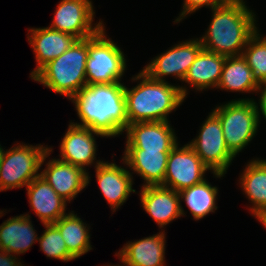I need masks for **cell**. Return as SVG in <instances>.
Returning a JSON list of instances; mask_svg holds the SVG:
<instances>
[{"label": "cell", "instance_id": "4dcf8cb0", "mask_svg": "<svg viewBox=\"0 0 266 266\" xmlns=\"http://www.w3.org/2000/svg\"><path fill=\"white\" fill-rule=\"evenodd\" d=\"M260 91V99H259V106L260 108H258L259 110V115H263V117L266 119V84L265 85H261L260 89L258 90ZM261 111V113H260Z\"/></svg>", "mask_w": 266, "mask_h": 266}, {"label": "cell", "instance_id": "d6986e66", "mask_svg": "<svg viewBox=\"0 0 266 266\" xmlns=\"http://www.w3.org/2000/svg\"><path fill=\"white\" fill-rule=\"evenodd\" d=\"M165 243V231L128 242L116 254L123 263L118 266H164Z\"/></svg>", "mask_w": 266, "mask_h": 266}, {"label": "cell", "instance_id": "ffe728a7", "mask_svg": "<svg viewBox=\"0 0 266 266\" xmlns=\"http://www.w3.org/2000/svg\"><path fill=\"white\" fill-rule=\"evenodd\" d=\"M171 151L125 150L123 163L144 179L143 187L163 185Z\"/></svg>", "mask_w": 266, "mask_h": 266}, {"label": "cell", "instance_id": "3957f363", "mask_svg": "<svg viewBox=\"0 0 266 266\" xmlns=\"http://www.w3.org/2000/svg\"><path fill=\"white\" fill-rule=\"evenodd\" d=\"M141 80L133 88L125 86L128 124L148 121H166L168 114L177 109L187 97V88L150 78L144 71L132 77Z\"/></svg>", "mask_w": 266, "mask_h": 266}, {"label": "cell", "instance_id": "6da1fadb", "mask_svg": "<svg viewBox=\"0 0 266 266\" xmlns=\"http://www.w3.org/2000/svg\"><path fill=\"white\" fill-rule=\"evenodd\" d=\"M124 89L121 82L83 87L70 99L82 123H71L88 127L107 138L122 134L128 126Z\"/></svg>", "mask_w": 266, "mask_h": 266}, {"label": "cell", "instance_id": "7402d4cb", "mask_svg": "<svg viewBox=\"0 0 266 266\" xmlns=\"http://www.w3.org/2000/svg\"><path fill=\"white\" fill-rule=\"evenodd\" d=\"M226 57L202 49L191 64L183 82L202 91L210 87L217 88Z\"/></svg>", "mask_w": 266, "mask_h": 266}, {"label": "cell", "instance_id": "277c9868", "mask_svg": "<svg viewBox=\"0 0 266 266\" xmlns=\"http://www.w3.org/2000/svg\"><path fill=\"white\" fill-rule=\"evenodd\" d=\"M88 37L77 39L56 59L44 65L31 79L71 99L87 86Z\"/></svg>", "mask_w": 266, "mask_h": 266}, {"label": "cell", "instance_id": "8fae6325", "mask_svg": "<svg viewBox=\"0 0 266 266\" xmlns=\"http://www.w3.org/2000/svg\"><path fill=\"white\" fill-rule=\"evenodd\" d=\"M202 49L198 38L176 44L165 53L155 57L142 71L158 81H165L164 78L168 75L183 81L191 64Z\"/></svg>", "mask_w": 266, "mask_h": 266}, {"label": "cell", "instance_id": "52a82bcc", "mask_svg": "<svg viewBox=\"0 0 266 266\" xmlns=\"http://www.w3.org/2000/svg\"><path fill=\"white\" fill-rule=\"evenodd\" d=\"M106 36L103 26L94 36L88 37L87 85L119 83L125 72L123 51Z\"/></svg>", "mask_w": 266, "mask_h": 266}, {"label": "cell", "instance_id": "f1b7e54d", "mask_svg": "<svg viewBox=\"0 0 266 266\" xmlns=\"http://www.w3.org/2000/svg\"><path fill=\"white\" fill-rule=\"evenodd\" d=\"M230 1L231 0H184L183 10L174 22L178 23L182 21L181 19H184L187 14L189 15L195 12L196 10H199L201 7L207 6L210 7L212 10L222 5H225Z\"/></svg>", "mask_w": 266, "mask_h": 266}, {"label": "cell", "instance_id": "44dd1931", "mask_svg": "<svg viewBox=\"0 0 266 266\" xmlns=\"http://www.w3.org/2000/svg\"><path fill=\"white\" fill-rule=\"evenodd\" d=\"M35 231L29 214L9 218L0 225V250L25 253L39 239Z\"/></svg>", "mask_w": 266, "mask_h": 266}, {"label": "cell", "instance_id": "4316f807", "mask_svg": "<svg viewBox=\"0 0 266 266\" xmlns=\"http://www.w3.org/2000/svg\"><path fill=\"white\" fill-rule=\"evenodd\" d=\"M257 31L247 42L243 57L260 85L266 84V36L260 37Z\"/></svg>", "mask_w": 266, "mask_h": 266}, {"label": "cell", "instance_id": "7c38bea8", "mask_svg": "<svg viewBox=\"0 0 266 266\" xmlns=\"http://www.w3.org/2000/svg\"><path fill=\"white\" fill-rule=\"evenodd\" d=\"M166 121H148L128 124L125 150L171 151L177 137Z\"/></svg>", "mask_w": 266, "mask_h": 266}, {"label": "cell", "instance_id": "ac0fdd59", "mask_svg": "<svg viewBox=\"0 0 266 266\" xmlns=\"http://www.w3.org/2000/svg\"><path fill=\"white\" fill-rule=\"evenodd\" d=\"M26 189L32 211L43 224H54L66 214V201L43 177H36L26 186Z\"/></svg>", "mask_w": 266, "mask_h": 266}, {"label": "cell", "instance_id": "d6a6232c", "mask_svg": "<svg viewBox=\"0 0 266 266\" xmlns=\"http://www.w3.org/2000/svg\"><path fill=\"white\" fill-rule=\"evenodd\" d=\"M3 151H4V149H3L2 146L0 145V161H1V157H2Z\"/></svg>", "mask_w": 266, "mask_h": 266}, {"label": "cell", "instance_id": "e0dca14e", "mask_svg": "<svg viewBox=\"0 0 266 266\" xmlns=\"http://www.w3.org/2000/svg\"><path fill=\"white\" fill-rule=\"evenodd\" d=\"M28 41L31 45L35 59L36 68L31 72V78L49 61L63 54L77 40L73 35L63 33L49 27L28 29Z\"/></svg>", "mask_w": 266, "mask_h": 266}, {"label": "cell", "instance_id": "1f68e13d", "mask_svg": "<svg viewBox=\"0 0 266 266\" xmlns=\"http://www.w3.org/2000/svg\"><path fill=\"white\" fill-rule=\"evenodd\" d=\"M260 223H262V225L266 228V216H263L260 220Z\"/></svg>", "mask_w": 266, "mask_h": 266}, {"label": "cell", "instance_id": "836d02e7", "mask_svg": "<svg viewBox=\"0 0 266 266\" xmlns=\"http://www.w3.org/2000/svg\"><path fill=\"white\" fill-rule=\"evenodd\" d=\"M3 214H5L4 211H0V217H2Z\"/></svg>", "mask_w": 266, "mask_h": 266}, {"label": "cell", "instance_id": "f546056e", "mask_svg": "<svg viewBox=\"0 0 266 266\" xmlns=\"http://www.w3.org/2000/svg\"><path fill=\"white\" fill-rule=\"evenodd\" d=\"M16 259V255L0 250V266H23V264Z\"/></svg>", "mask_w": 266, "mask_h": 266}, {"label": "cell", "instance_id": "2e32d148", "mask_svg": "<svg viewBox=\"0 0 266 266\" xmlns=\"http://www.w3.org/2000/svg\"><path fill=\"white\" fill-rule=\"evenodd\" d=\"M142 207L160 228L183 216L179 193L173 189L157 186H145L140 190Z\"/></svg>", "mask_w": 266, "mask_h": 266}, {"label": "cell", "instance_id": "603a6c76", "mask_svg": "<svg viewBox=\"0 0 266 266\" xmlns=\"http://www.w3.org/2000/svg\"><path fill=\"white\" fill-rule=\"evenodd\" d=\"M240 178L241 188L253 203L251 210L258 220L266 215V160L248 162Z\"/></svg>", "mask_w": 266, "mask_h": 266}, {"label": "cell", "instance_id": "5b68a950", "mask_svg": "<svg viewBox=\"0 0 266 266\" xmlns=\"http://www.w3.org/2000/svg\"><path fill=\"white\" fill-rule=\"evenodd\" d=\"M212 111L219 117L228 149L236 156L256 136L261 117L257 102L232 100Z\"/></svg>", "mask_w": 266, "mask_h": 266}, {"label": "cell", "instance_id": "9c48e42d", "mask_svg": "<svg viewBox=\"0 0 266 266\" xmlns=\"http://www.w3.org/2000/svg\"><path fill=\"white\" fill-rule=\"evenodd\" d=\"M207 170L210 169L188 144L179 148L177 143L168 155L162 186L179 192L203 182Z\"/></svg>", "mask_w": 266, "mask_h": 266}, {"label": "cell", "instance_id": "83f0119b", "mask_svg": "<svg viewBox=\"0 0 266 266\" xmlns=\"http://www.w3.org/2000/svg\"><path fill=\"white\" fill-rule=\"evenodd\" d=\"M45 230L38 241L40 249L49 258H55L64 262L74 260L69 254L66 244L58 228L54 224H44Z\"/></svg>", "mask_w": 266, "mask_h": 266}, {"label": "cell", "instance_id": "7a4b0ae2", "mask_svg": "<svg viewBox=\"0 0 266 266\" xmlns=\"http://www.w3.org/2000/svg\"><path fill=\"white\" fill-rule=\"evenodd\" d=\"M212 21L200 37L203 49L225 57L242 55L249 39L258 31L255 14L243 0H231L212 9Z\"/></svg>", "mask_w": 266, "mask_h": 266}, {"label": "cell", "instance_id": "ba28073f", "mask_svg": "<svg viewBox=\"0 0 266 266\" xmlns=\"http://www.w3.org/2000/svg\"><path fill=\"white\" fill-rule=\"evenodd\" d=\"M188 145L217 178L225 175L236 157L228 149L219 117L213 111L202 124L199 135Z\"/></svg>", "mask_w": 266, "mask_h": 266}, {"label": "cell", "instance_id": "8992f818", "mask_svg": "<svg viewBox=\"0 0 266 266\" xmlns=\"http://www.w3.org/2000/svg\"><path fill=\"white\" fill-rule=\"evenodd\" d=\"M52 148L43 145L16 144L4 150L0 161V191L27 186L38 173Z\"/></svg>", "mask_w": 266, "mask_h": 266}, {"label": "cell", "instance_id": "9a60e30c", "mask_svg": "<svg viewBox=\"0 0 266 266\" xmlns=\"http://www.w3.org/2000/svg\"><path fill=\"white\" fill-rule=\"evenodd\" d=\"M95 170L100 191L115 212L127 200L129 194L136 191L132 188L133 177L129 170L115 162L96 161Z\"/></svg>", "mask_w": 266, "mask_h": 266}, {"label": "cell", "instance_id": "5bb4252c", "mask_svg": "<svg viewBox=\"0 0 266 266\" xmlns=\"http://www.w3.org/2000/svg\"><path fill=\"white\" fill-rule=\"evenodd\" d=\"M95 136L105 137L88 127H82L70 122L60 144V160L83 168L94 164L96 160Z\"/></svg>", "mask_w": 266, "mask_h": 266}, {"label": "cell", "instance_id": "484cf974", "mask_svg": "<svg viewBox=\"0 0 266 266\" xmlns=\"http://www.w3.org/2000/svg\"><path fill=\"white\" fill-rule=\"evenodd\" d=\"M180 200L184 199L193 219L200 220L210 212L217 210L216 199L218 188L211 186L206 179L196 185L185 188L178 192Z\"/></svg>", "mask_w": 266, "mask_h": 266}, {"label": "cell", "instance_id": "d4e9b609", "mask_svg": "<svg viewBox=\"0 0 266 266\" xmlns=\"http://www.w3.org/2000/svg\"><path fill=\"white\" fill-rule=\"evenodd\" d=\"M74 211L66 213L54 225L60 231L69 254L77 259L92 249L89 227Z\"/></svg>", "mask_w": 266, "mask_h": 266}, {"label": "cell", "instance_id": "cb8c5ba5", "mask_svg": "<svg viewBox=\"0 0 266 266\" xmlns=\"http://www.w3.org/2000/svg\"><path fill=\"white\" fill-rule=\"evenodd\" d=\"M261 85L243 55L226 57L217 88L235 92H259Z\"/></svg>", "mask_w": 266, "mask_h": 266}, {"label": "cell", "instance_id": "30bf717a", "mask_svg": "<svg viewBox=\"0 0 266 266\" xmlns=\"http://www.w3.org/2000/svg\"><path fill=\"white\" fill-rule=\"evenodd\" d=\"M91 0H61L49 28L73 35L77 39L94 36L102 27L99 21L92 25L95 10Z\"/></svg>", "mask_w": 266, "mask_h": 266}, {"label": "cell", "instance_id": "4fadbf2b", "mask_svg": "<svg viewBox=\"0 0 266 266\" xmlns=\"http://www.w3.org/2000/svg\"><path fill=\"white\" fill-rule=\"evenodd\" d=\"M88 174L83 168L58 158L49 160L45 169L40 172V176L67 202L89 184L91 177Z\"/></svg>", "mask_w": 266, "mask_h": 266}]
</instances>
